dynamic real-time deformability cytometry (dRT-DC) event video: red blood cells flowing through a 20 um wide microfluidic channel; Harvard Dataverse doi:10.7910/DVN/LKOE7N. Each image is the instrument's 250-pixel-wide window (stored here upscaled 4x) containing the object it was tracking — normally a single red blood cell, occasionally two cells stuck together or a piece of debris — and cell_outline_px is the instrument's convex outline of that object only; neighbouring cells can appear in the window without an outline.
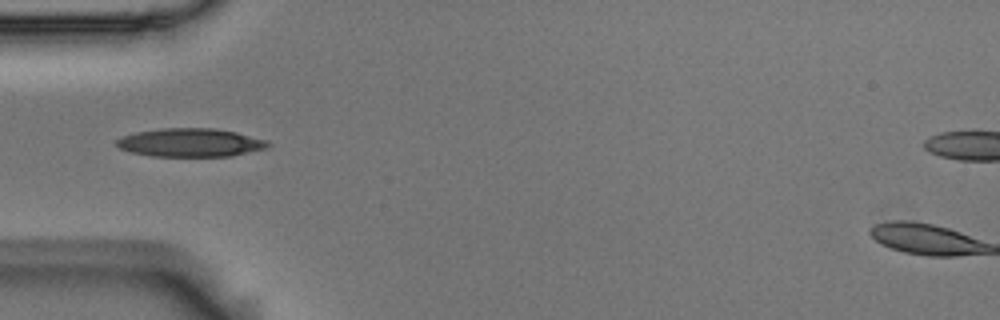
{"species": "Egyptian fruit bat (a non-hibernating species)", "species_latin": "Rousettus aegyptiacus", "temperature_condition": "room temperature", "stored_images_in_passage": 13, "camera_frame_rate_fps": 3000, "um_per_image_px": 0.085, "animal": {"sex": "male"}, "frame": {"image": 1, "passage_image": 4, "time_ms": 1.0, "image_size_px": [1000, 320], "cell_outline_px": [[272, 144], [268, 148], [232, 156], [152, 156], [132, 152], [120, 148], [116, 144], [116, 140], [124, 136], [136, 132], [160, 128], [216, 128], [236, 132], [268, 140]], "centroid_in_image_um": [16.25, 12.11], "position_along_channel_um": 68.8, "area_um2": 25.14}}
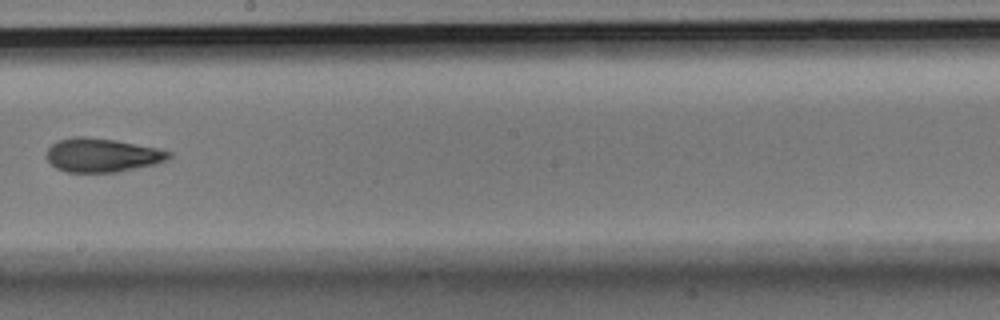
{"frame": {"image": 2, "passage_image": 8, "time_ms": 2.333, "image_size_px": [1000, 320], "cell_outline_px": [[172, 156], [168, 160], [156, 164], [116, 172], [68, 172], [56, 168], [48, 160], [48, 148], [52, 144], [60, 140], [72, 136], [84, 136], [116, 140], [156, 148], [172, 152]], "centroid_in_image_um": [8.71, 13.18], "position_along_channel_um": 239.5, "area_um2": 23.99}}
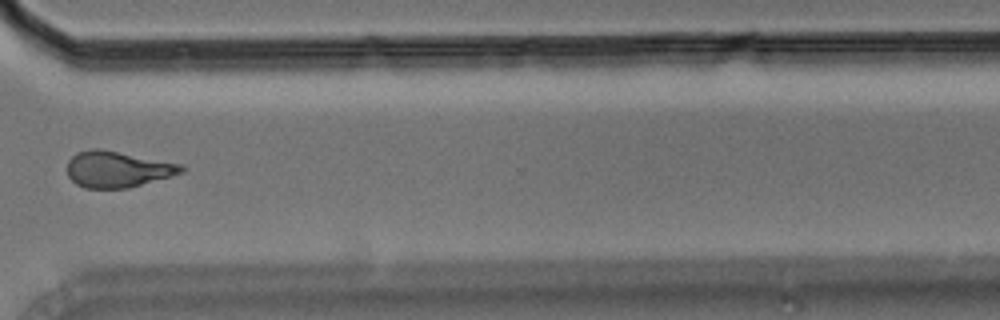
{"frame": {"image": 3, "passage_image": 11, "time_ms": 3.333, "image_size_px": [1000, 320], "cell_outline_px": [[188, 168], [184, 172], [128, 188], [84, 188], [76, 184], [68, 176], [68, 160], [76, 152], [92, 148], [100, 148], [184, 164]], "centroid_in_image_um": [10.01, 14.37], "position_along_channel_um": 360.6, "area_um2": 24.28}}